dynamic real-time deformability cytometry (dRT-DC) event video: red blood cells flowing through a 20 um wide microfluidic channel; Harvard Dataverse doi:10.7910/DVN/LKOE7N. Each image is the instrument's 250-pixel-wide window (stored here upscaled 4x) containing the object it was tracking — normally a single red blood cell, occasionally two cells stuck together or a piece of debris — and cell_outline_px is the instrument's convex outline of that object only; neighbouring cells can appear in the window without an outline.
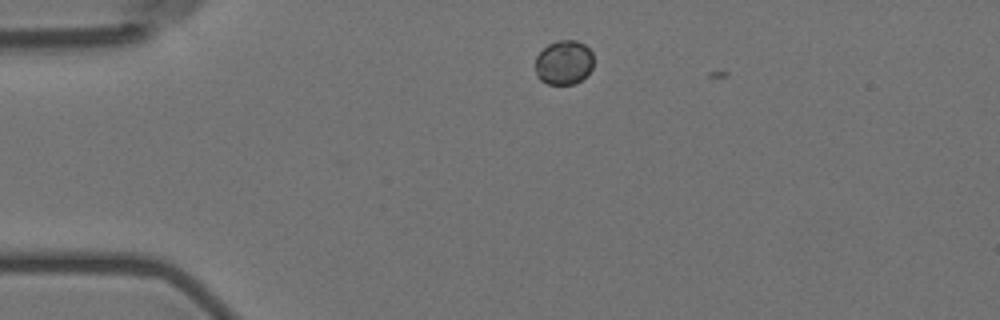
{"species": "Egyptian fruit bat (a non-hibernating species)", "species_latin": "Rousettus aegyptiacus", "temperature_condition": "room temperature", "stored_images_in_passage": 3, "camera_frame_rate_fps": 3000, "um_per_image_px": 0.085, "animal": {"sex": "female"}, "frame": {"image": 1, "passage_image": 2, "time_ms": 1.333, "image_size_px": [1000, 320], "cell_outline_px": [[592, 68], [576, 84], [548, 84], [540, 80], [536, 76], [536, 56], [548, 44], [556, 40], [576, 40], [584, 44], [592, 52]], "centroid_in_image_um": [47.91, 5.3], "position_along_channel_um": 37.1, "area_um2": 15.03}}